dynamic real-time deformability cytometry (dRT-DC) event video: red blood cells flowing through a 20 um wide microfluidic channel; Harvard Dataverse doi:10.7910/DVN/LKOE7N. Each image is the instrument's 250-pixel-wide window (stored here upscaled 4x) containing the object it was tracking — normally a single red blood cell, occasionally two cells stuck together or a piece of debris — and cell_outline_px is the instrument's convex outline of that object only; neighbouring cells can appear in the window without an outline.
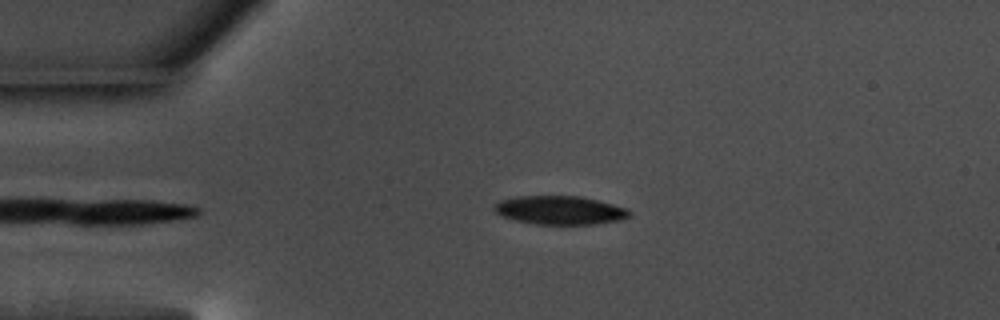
{"species": "common noctule bat (a hibernating species)", "species_latin": "Nyctalus noctula", "temperature_condition": "warm", "stored_images_in_passage": 39, "camera_frame_rate_fps": 3000, "um_per_image_px": 0.085, "animal": {"sex": "male", "body_mass_g": 17.5, "forearm_length_mm": 52.3}, "frame": {"image": 1, "passage_image": 1, "time_ms": 0.0, "image_size_px": [1000, 320], "cell_outline_px": [[632, 216], [620, 220], [596, 224], [536, 224], [516, 220], [504, 216], [496, 212], [492, 208], [492, 204], [500, 200], [516, 196], [580, 196], [628, 208], [632, 212]], "centroid_in_image_um": [47.6, 17.86], "position_along_channel_um": 37.4, "area_um2": 22.6}}
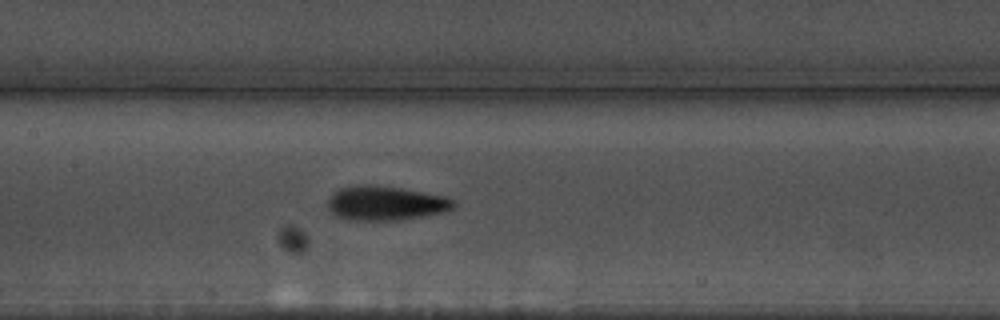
{"frame": {"image": 2, "passage_image": 15, "time_ms": 4.667, "image_size_px": [1000, 320], "cell_outline_px": [[456, 204], [452, 208], [444, 212], [424, 216], [396, 220], [348, 220], [336, 216], [328, 208], [328, 200], [332, 192], [340, 188], [364, 184], [368, 184], [400, 188], [444, 196], [456, 200]], "centroid_in_image_um": [32.76, 17.27], "position_along_channel_um": 174.6, "area_um2": 25.14}}
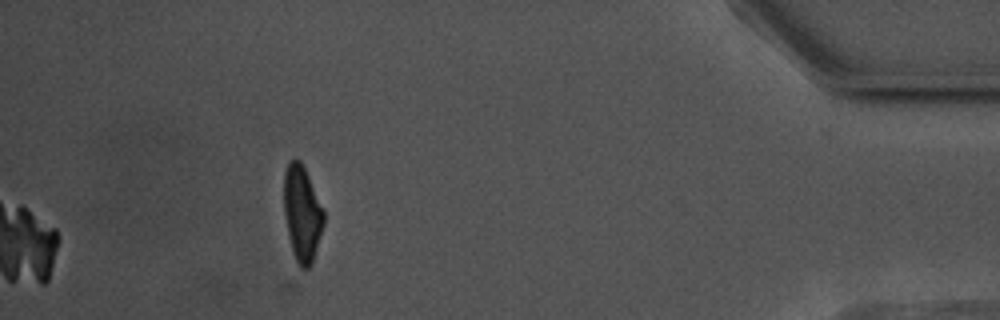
{"frame": {"image": 3, "passage_image": 39, "time_ms": 12.667, "image_size_px": [1000, 320], "cell_outline_px": [[324, 224], [312, 264], [308, 268], [300, 268], [292, 252], [288, 236], [284, 212], [284, 172], [288, 164], [292, 160], [300, 160], [308, 176], [324, 212]], "centroid_in_image_um": [25.67, 18.19], "position_along_channel_um": 409.5, "area_um2": 21.96}, "authors_computed_cell_mechanics": {"area_um2": 23.8714, "velocity_mm_per_s": 3.6473, "shape_relaxation_time_tau1_ms": 3.8386, "shape_relaxation_time_tau2_ms": 3.5699, "deformation_change_tau1": 0.1542, "deformation_change_tau2": 0.1029}}